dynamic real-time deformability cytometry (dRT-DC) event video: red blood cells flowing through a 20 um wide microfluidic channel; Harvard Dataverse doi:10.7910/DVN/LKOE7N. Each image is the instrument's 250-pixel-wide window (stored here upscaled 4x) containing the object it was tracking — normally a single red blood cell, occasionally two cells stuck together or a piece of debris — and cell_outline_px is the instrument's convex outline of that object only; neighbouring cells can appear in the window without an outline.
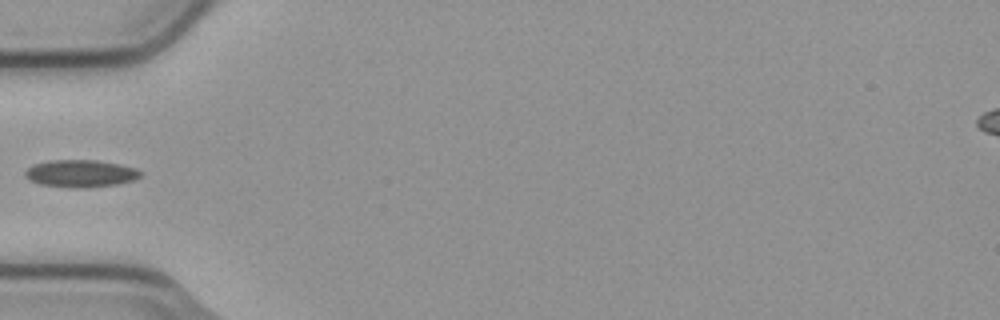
{"species": "common noctule bat (a hibernating species)", "species_latin": "Nyctalus noctula", "temperature_condition": "cold", "stored_images_in_passage": 1, "camera_frame_rate_fps": 3000, "um_per_image_px": 0.085, "animal": {"sex": "male", "body_mass_g": 23.1, "forearm_length_mm": 52.7}, "frame": {"image": 1, "passage_image": 1, "time_ms": 0.0, "image_size_px": [1000, 320], "cell_outline_px": [[144, 172], [136, 180], [116, 184], [88, 188], [72, 188], [40, 184], [28, 180], [24, 176], [24, 172], [32, 164], [52, 160], [96, 160], [120, 164], [136, 168]], "centroid_in_image_um": [6.86, 14.75], "position_along_channel_um": 78.1, "area_um2": 18.67}}